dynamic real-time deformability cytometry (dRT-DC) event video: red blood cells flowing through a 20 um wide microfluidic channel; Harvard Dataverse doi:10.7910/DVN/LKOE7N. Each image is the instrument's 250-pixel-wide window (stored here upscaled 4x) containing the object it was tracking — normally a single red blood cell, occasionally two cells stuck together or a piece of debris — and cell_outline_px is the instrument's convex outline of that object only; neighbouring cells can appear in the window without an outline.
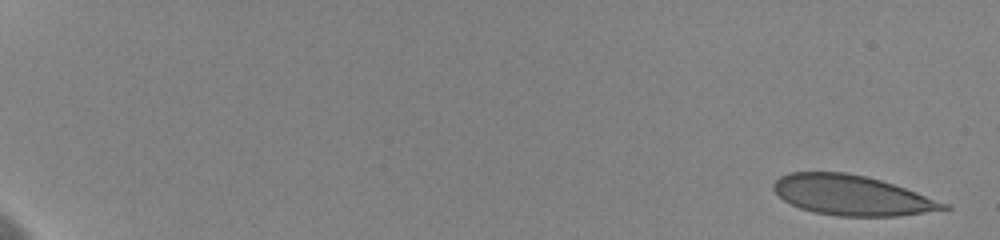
{"species": "human", "species_latin": "Homo sapiens", "temperature_condition": "cold", "stored_images_in_passage": 23, "camera_frame_rate_fps": 3000, "um_per_image_px": 0.085, "donor": {"sex": "female"}, "frame": {"image": 1, "passage_image": 1, "time_ms": 0.0, "image_size_px": [1000, 240], "cell_outline_px": [[952, 208], [896, 216], [840, 216], [812, 212], [800, 208], [784, 200], [772, 188], [772, 184], [780, 176], [788, 172], [844, 172], [868, 176], [916, 192], [948, 204]], "centroid_in_image_um": [72.36, 16.59], "position_along_channel_um": 12.6, "area_um2": 39.3}}